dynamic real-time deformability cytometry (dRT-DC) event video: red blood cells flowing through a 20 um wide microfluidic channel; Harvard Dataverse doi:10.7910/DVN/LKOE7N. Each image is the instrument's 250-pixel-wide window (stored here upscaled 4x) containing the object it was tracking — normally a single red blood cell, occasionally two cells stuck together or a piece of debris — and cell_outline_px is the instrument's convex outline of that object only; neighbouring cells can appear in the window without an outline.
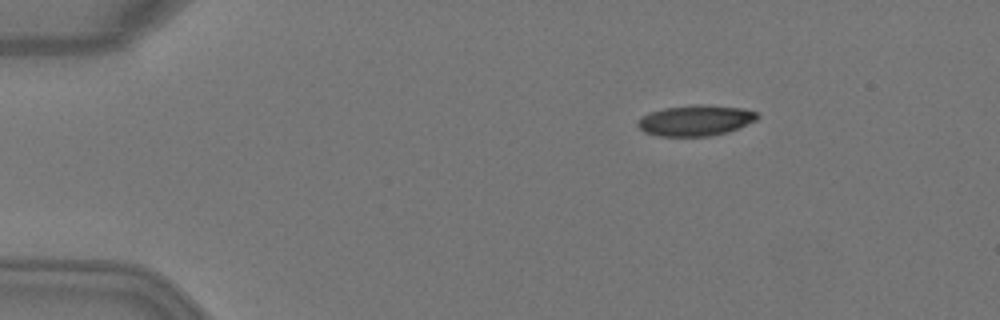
{"species": "Egyptian fruit bat (a non-hibernating species)", "species_latin": "Rousettus aegyptiacus", "temperature_condition": "warm", "stored_images_in_passage": 5, "camera_frame_rate_fps": 3000, "um_per_image_px": 0.085, "animal": {"sex": "female"}, "frame": {"image": 1, "passage_image": 3, "time_ms": 0.667, "image_size_px": [1000, 320], "cell_outline_px": [[760, 116], [756, 120], [728, 132], [708, 136], [660, 136], [644, 132], [636, 124], [636, 120], [640, 116], [664, 108], [696, 104], [704, 104], [744, 108], [756, 112]], "centroid_in_image_um": [59.11, 10.23], "position_along_channel_um": 25.9, "area_um2": 21.5}}